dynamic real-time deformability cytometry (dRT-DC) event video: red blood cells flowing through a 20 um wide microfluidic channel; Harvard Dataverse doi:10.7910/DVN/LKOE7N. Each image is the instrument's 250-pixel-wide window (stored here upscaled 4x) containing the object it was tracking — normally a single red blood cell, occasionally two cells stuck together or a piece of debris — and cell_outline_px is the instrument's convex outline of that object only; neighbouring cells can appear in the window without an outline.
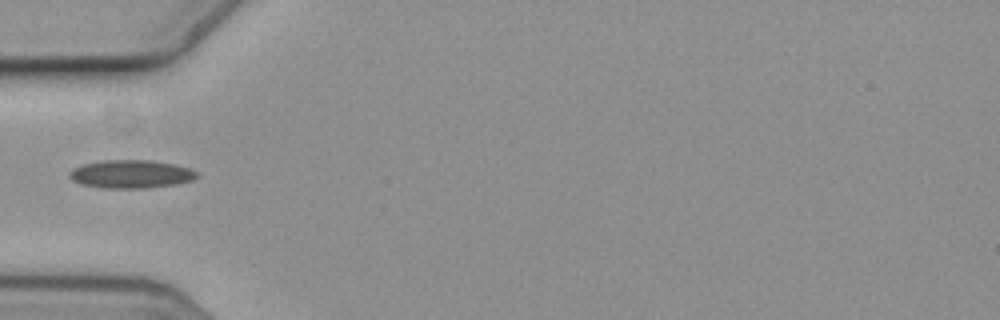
{"species": "common noctule bat (a hibernating species)", "species_latin": "Nyctalus noctula", "temperature_condition": "cold", "stored_images_in_passage": 8, "camera_frame_rate_fps": 3000, "um_per_image_px": 0.085, "animal": {"sex": "female", "body_mass_g": 19.3, "forearm_length_mm": 54.1}, "frame": {"image": 1, "passage_image": 5, "time_ms": 1.333, "image_size_px": [1000, 320], "cell_outline_px": [[196, 176], [192, 180], [176, 184], [144, 188], [104, 188], [80, 184], [72, 180], [68, 176], [68, 172], [72, 168], [84, 164], [104, 160], [148, 160], [176, 164], [188, 168], [196, 172]], "centroid_in_image_um": [11.08, 14.79], "position_along_channel_um": 73.9, "area_um2": 20.87}}
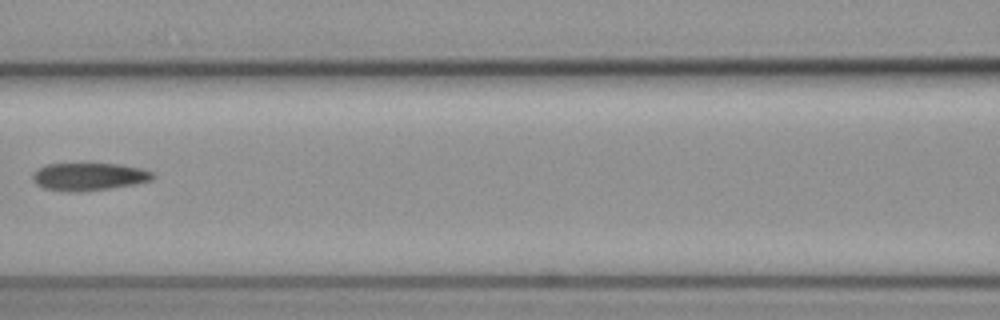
{"frame": {"image": 2, "passage_image": 7, "time_ms": 2.0, "image_size_px": [1000, 320], "cell_outline_px": [[156, 176], [152, 180], [136, 184], [80, 192], [68, 192], [44, 188], [36, 184], [32, 180], [32, 176], [44, 164], [120, 164], [140, 168], [152, 172]], "centroid_in_image_um": [7.57, 15.02], "position_along_channel_um": 159.0, "area_um2": 19.31}}
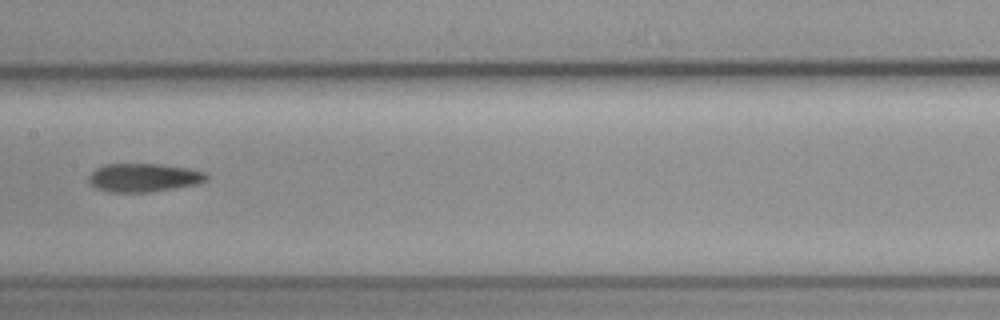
{"frame": {"image": 3, "passage_image": 8, "time_ms": 2.333, "image_size_px": [1000, 320], "cell_outline_px": [[208, 180], [200, 184], [152, 192], [108, 192], [96, 188], [88, 184], [88, 176], [96, 168], [104, 164], [160, 164], [188, 168], [204, 172], [208, 176]], "centroid_in_image_um": [12.21, 15.11], "position_along_channel_um": 195.2, "area_um2": 19.83}}